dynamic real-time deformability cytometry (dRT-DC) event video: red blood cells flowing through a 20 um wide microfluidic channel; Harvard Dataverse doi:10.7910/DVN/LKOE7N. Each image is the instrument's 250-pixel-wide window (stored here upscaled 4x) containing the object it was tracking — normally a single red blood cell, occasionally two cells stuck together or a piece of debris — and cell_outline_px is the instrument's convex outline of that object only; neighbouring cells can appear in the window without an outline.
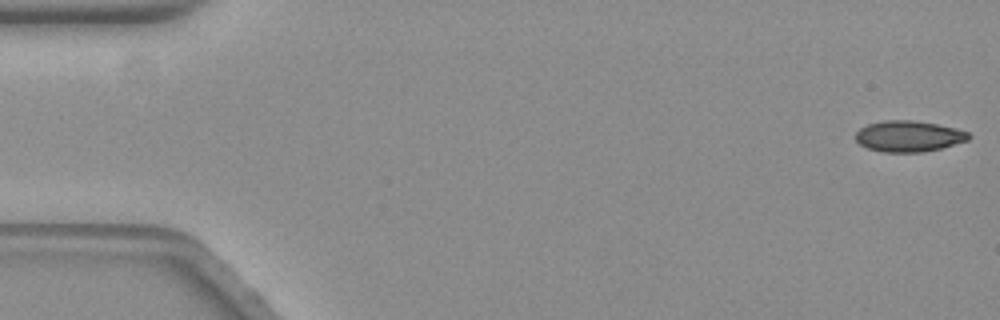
{"species": "common noctule bat (a hibernating species)", "species_latin": "Nyctalus noctula", "temperature_condition": "warm", "stored_images_in_passage": 58, "camera_frame_rate_fps": 3000, "um_per_image_px": 0.085, "animal": {"sex": "female", "body_mass_g": 19.3, "forearm_length_mm": 54.1}, "frame": {"image": 1, "passage_image": 1, "time_ms": 0.0, "image_size_px": [1000, 320], "cell_outline_px": [[972, 136], [968, 140], [940, 148], [924, 152], [884, 152], [868, 148], [860, 144], [856, 140], [856, 132], [860, 128], [868, 124], [884, 120], [912, 120], [936, 124], [968, 132]], "centroid_in_image_um": [77.22, 11.58], "position_along_channel_um": 7.8, "area_um2": 20.23}}
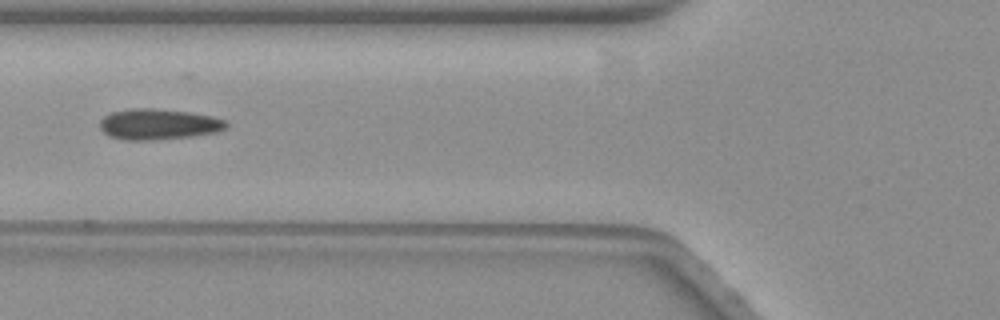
{"frame": {"image": 2, "passage_image": 22, "time_ms": 7.0, "image_size_px": [1000, 320], "cell_outline_px": [[228, 128], [216, 132], [192, 136], [152, 140], [124, 140], [108, 136], [100, 128], [100, 120], [104, 116], [112, 112], [128, 108], [156, 108], [188, 112], [212, 116], [224, 120], [228, 124]], "centroid_in_image_um": [13.45, 10.56], "position_along_channel_um": 112.4, "area_um2": 22.77}}
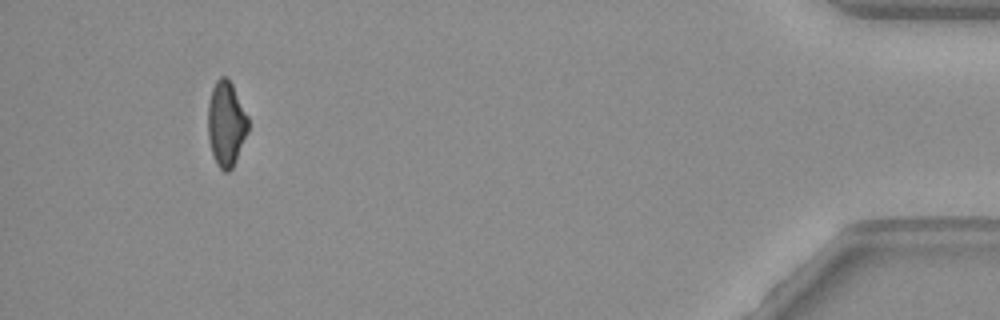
{"frame": {"image": 3, "passage_image": 54, "time_ms": 17.667, "image_size_px": [1000, 320], "cell_outline_px": [[248, 132], [236, 160], [232, 168], [228, 172], [224, 172], [216, 164], [212, 152], [208, 136], [208, 104], [212, 88], [216, 80], [220, 76], [228, 76], [248, 116]], "centroid_in_image_um": [19.22, 10.5], "position_along_channel_um": 416.0, "area_um2": 20.0}, "authors_computed_cell_mechanics": {"area_um2": 21.2415, "velocity_mm_per_s": 3.5411, "shape_relaxation_time_tau1_ms": null, "shape_relaxation_time_tau2_ms": 3.3277, "deformation_change_tau1": null, "deformation_change_tau2": 0.0801}}